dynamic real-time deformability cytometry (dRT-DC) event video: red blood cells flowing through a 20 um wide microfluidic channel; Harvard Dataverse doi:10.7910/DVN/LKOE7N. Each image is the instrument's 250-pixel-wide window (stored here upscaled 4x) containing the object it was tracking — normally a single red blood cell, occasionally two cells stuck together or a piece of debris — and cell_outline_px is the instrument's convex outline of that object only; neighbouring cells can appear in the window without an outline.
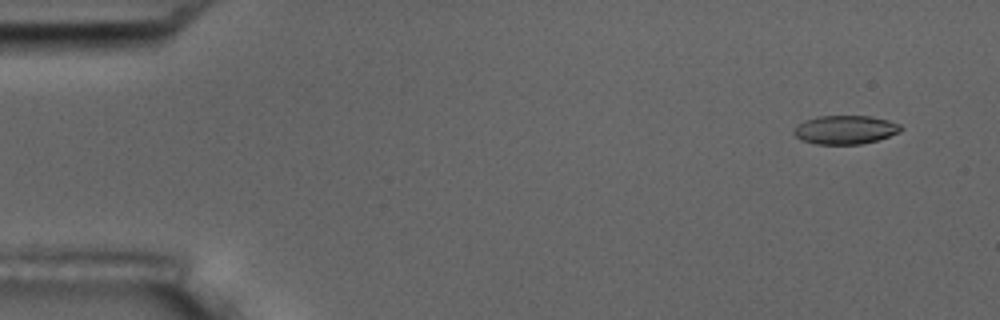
{"species": "common noctule bat (a hibernating species)", "species_latin": "Nyctalus noctula", "temperature_condition": "room temperature", "stored_images_in_passage": 4, "camera_frame_rate_fps": 3000, "um_per_image_px": 0.085, "animal": {"sex": "male", "body_mass_g": 17.5, "forearm_length_mm": 52.3}, "frame": {"image": 1, "passage_image": 1, "time_ms": 0.0, "image_size_px": [1000, 320], "cell_outline_px": [[904, 128], [900, 132], [876, 140], [860, 144], [816, 144], [800, 140], [792, 132], [796, 124], [804, 120], [816, 116], [872, 116], [888, 120], [900, 124]], "centroid_in_image_um": [71.81, 11.02], "position_along_channel_um": 13.2, "area_um2": 18.03}}